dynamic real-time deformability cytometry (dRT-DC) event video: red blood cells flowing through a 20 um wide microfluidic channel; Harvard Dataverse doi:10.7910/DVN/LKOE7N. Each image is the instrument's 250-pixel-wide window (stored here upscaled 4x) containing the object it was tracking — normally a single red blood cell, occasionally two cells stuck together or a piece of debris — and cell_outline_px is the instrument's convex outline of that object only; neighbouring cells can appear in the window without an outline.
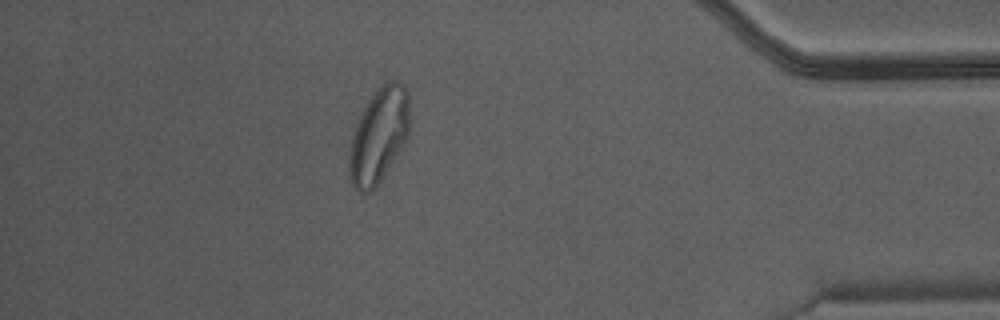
{"species": "Egyptian fruit bat (a non-hibernating species)", "species_latin": "Rousettus aegyptiacus", "temperature_condition": "warm", "stored_images_in_passage": 31, "camera_frame_rate_fps": 3000, "um_per_image_px": 0.085, "animal": {"sex": "male"}, "frame": {"image": 1, "passage_image": 27, "time_ms": 8.667, "image_size_px": [1000, 320], "cell_outline_px": [[408, 136], [404, 144], [376, 188], [368, 192], [360, 192], [352, 184], [348, 176], [348, 164], [352, 136], [356, 124], [368, 100], [388, 80], [396, 80], [404, 84], [408, 92]], "centroid_in_image_um": [32.19, 11.54], "position_along_channel_um": 403.0, "area_um2": 33.06}}